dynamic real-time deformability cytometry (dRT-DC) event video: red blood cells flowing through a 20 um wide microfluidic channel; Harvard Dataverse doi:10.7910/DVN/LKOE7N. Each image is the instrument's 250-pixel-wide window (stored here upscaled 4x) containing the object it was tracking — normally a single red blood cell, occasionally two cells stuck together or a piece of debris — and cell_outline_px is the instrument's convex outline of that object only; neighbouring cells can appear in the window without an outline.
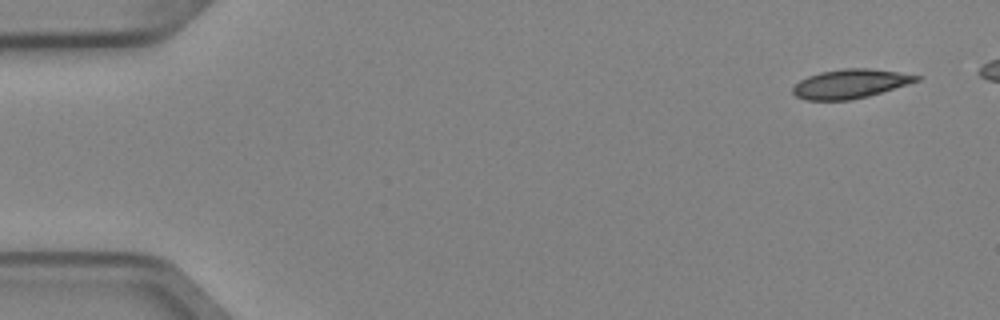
{"species": "Egyptian fruit bat (a non-hibernating species)", "species_latin": "Rousettus aegyptiacus", "temperature_condition": "cold", "stored_images_in_passage": 6, "camera_frame_rate_fps": 3000, "um_per_image_px": 0.085, "animal": {"sex": "female"}, "frame": {"image": 1, "passage_image": 1, "time_ms": 0.0, "image_size_px": [1000, 320], "cell_outline_px": [[920, 80], [908, 84], [868, 96], [848, 100], [804, 100], [796, 96], [792, 92], [792, 88], [800, 80], [808, 76], [820, 72], [844, 68], [868, 68], [896, 72], [920, 76]], "centroid_in_image_um": [72.23, 7.12], "position_along_channel_um": 12.8, "area_um2": 20.75}}
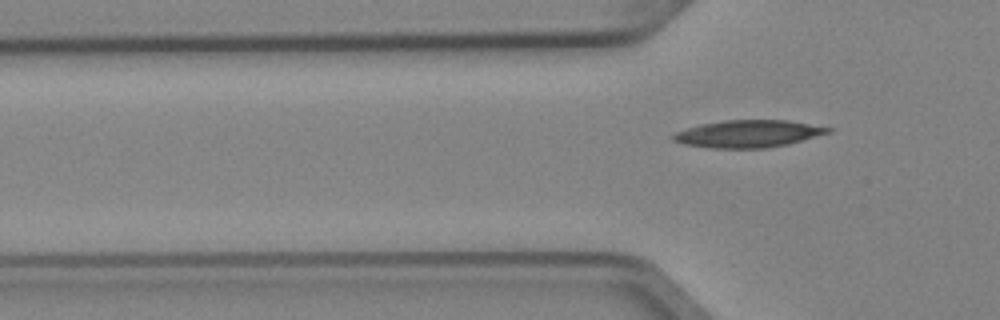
{"frame": {"image": 2, "passage_image": 6, "time_ms": 1.667, "image_size_px": [1000, 320], "cell_outline_px": [[832, 132], [788, 144], [768, 148], [708, 148], [684, 144], [672, 140], [672, 136], [676, 132], [700, 124], [724, 120], [788, 120], [832, 128]], "centroid_in_image_um": [63.6, 11.37], "position_along_channel_um": 62.2, "area_um2": 24.62}}